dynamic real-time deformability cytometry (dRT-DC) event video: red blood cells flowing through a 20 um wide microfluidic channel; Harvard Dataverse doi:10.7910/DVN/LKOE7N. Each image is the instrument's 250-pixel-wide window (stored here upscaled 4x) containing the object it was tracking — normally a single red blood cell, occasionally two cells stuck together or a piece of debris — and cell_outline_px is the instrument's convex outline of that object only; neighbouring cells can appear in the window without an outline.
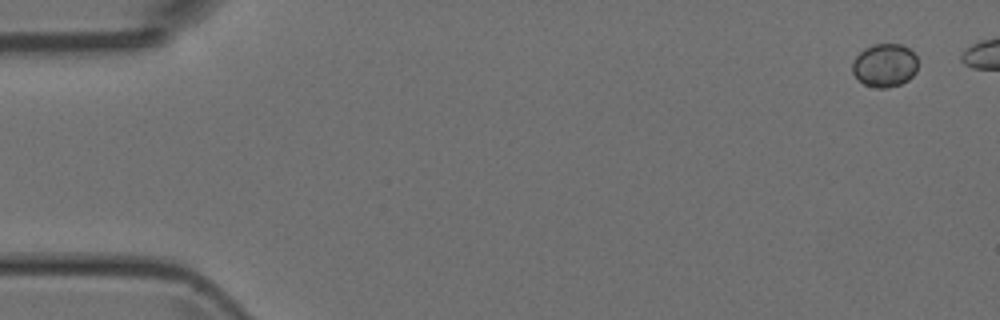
{"species": "Egyptian fruit bat (a non-hibernating species)", "species_latin": "Rousettus aegyptiacus", "temperature_condition": "room temperature", "stored_images_in_passage": 6, "camera_frame_rate_fps": 3000, "um_per_image_px": 0.085, "animal": {"sex": "female"}, "frame": {"image": 1, "passage_image": 1, "time_ms": 0.0, "image_size_px": [1000, 320], "cell_outline_px": [[916, 72], [908, 80], [900, 84], [888, 88], [876, 88], [864, 84], [852, 72], [852, 64], [856, 56], [864, 48], [872, 44], [900, 44], [908, 48], [916, 56]], "centroid_in_image_um": [75.19, 5.55], "position_along_channel_um": 9.8, "area_um2": 16.47}}